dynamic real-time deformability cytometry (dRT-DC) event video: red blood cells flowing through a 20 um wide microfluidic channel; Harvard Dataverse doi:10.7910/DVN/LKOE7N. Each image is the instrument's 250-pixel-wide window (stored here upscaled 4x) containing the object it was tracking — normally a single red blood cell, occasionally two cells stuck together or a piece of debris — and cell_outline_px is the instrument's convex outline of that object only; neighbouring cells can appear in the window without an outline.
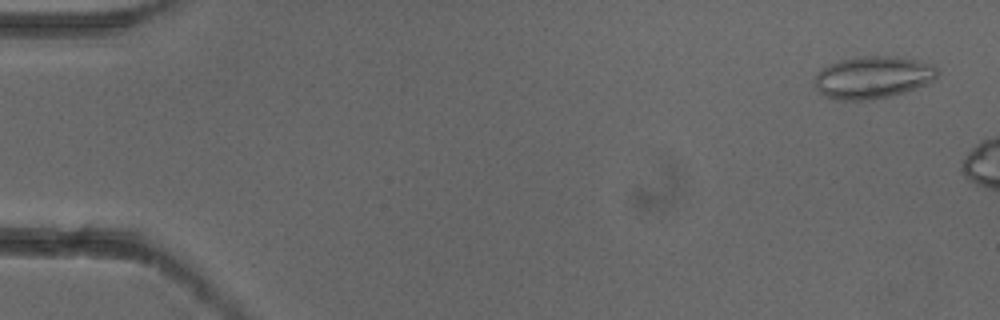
{"species": "common noctule bat (a hibernating species)", "species_latin": "Nyctalus noctula", "temperature_condition": "cold", "stored_images_in_passage": 7, "camera_frame_rate_fps": 3000, "um_per_image_px": 0.085, "animal": {"sex": "female"}, "frame": {"image": 1, "passage_image": 1, "time_ms": 0.0, "image_size_px": [1000, 320], "cell_outline_px": [[940, 72], [932, 80], [916, 88], [904, 92], [888, 96], [864, 100], [836, 100], [824, 96], [812, 84], [812, 80], [816, 72], [820, 68], [828, 64], [840, 60], [856, 56], [896, 56], [916, 60], [932, 64]], "centroid_in_image_um": [74.11, 6.56], "position_along_channel_um": 10.9, "area_um2": 30.52}}